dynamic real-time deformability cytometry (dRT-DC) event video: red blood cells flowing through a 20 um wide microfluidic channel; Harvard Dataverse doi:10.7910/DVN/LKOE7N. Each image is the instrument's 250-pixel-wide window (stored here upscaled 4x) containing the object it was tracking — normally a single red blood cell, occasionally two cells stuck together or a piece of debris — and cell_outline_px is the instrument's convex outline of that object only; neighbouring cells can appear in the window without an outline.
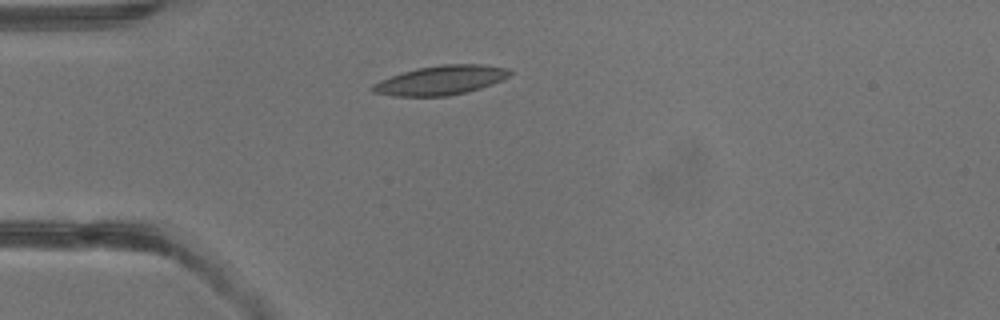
{"species": "common noctule bat (a hibernating species)", "species_latin": "Nyctalus noctula", "temperature_condition": "warm", "stored_images_in_passage": 1, "camera_frame_rate_fps": 3000, "um_per_image_px": 0.085, "animal": {"sex": "male", "body_mass_g": 13.3}, "frame": {"image": 1, "passage_image": 1, "time_ms": 0.0, "image_size_px": [1000, 320], "cell_outline_px": [[512, 72], [508, 76], [492, 84], [480, 88], [448, 96], [392, 96], [372, 92], [372, 84], [380, 80], [416, 68], [444, 64], [480, 64], [508, 68]], "centroid_in_image_um": [37.45, 6.82], "position_along_channel_um": 47.5, "area_um2": 23.18}}